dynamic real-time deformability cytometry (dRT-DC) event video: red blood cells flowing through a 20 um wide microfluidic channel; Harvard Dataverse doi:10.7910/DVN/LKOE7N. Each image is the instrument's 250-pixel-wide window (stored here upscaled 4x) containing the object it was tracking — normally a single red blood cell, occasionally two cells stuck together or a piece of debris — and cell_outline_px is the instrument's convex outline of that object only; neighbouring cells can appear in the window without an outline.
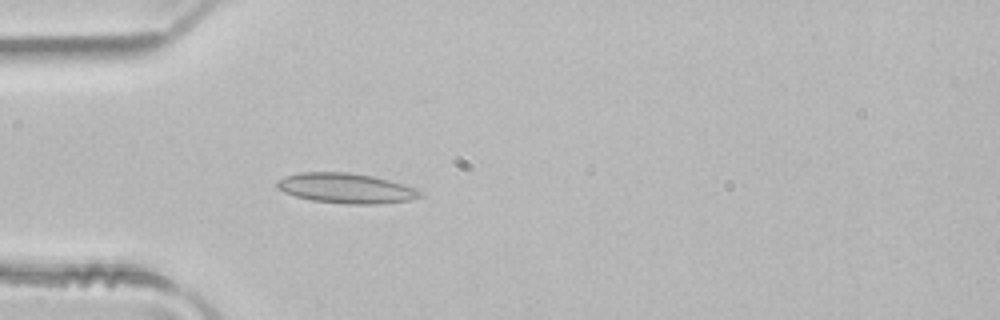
{"species": "common noctule bat (a hibernating species)", "species_latin": "Nyctalus noctula", "temperature_condition": "room temperature", "stored_images_in_passage": 3, "camera_frame_rate_fps": 3000, "um_per_image_px": 0.085, "animal": {"sex": "male", "body_mass_g": 21.5, "forearm_length_mm": 52.0}, "frame": {"image": 1, "passage_image": 3, "time_ms": 0.667, "image_size_px": [1000, 320], "cell_outline_px": [[424, 196], [408, 200], [376, 204], [348, 204], [312, 200], [296, 196], [284, 192], [276, 188], [276, 180], [284, 176], [300, 172], [348, 172], [372, 176], [404, 184], [416, 188], [424, 192]], "centroid_in_image_um": [29.41, 15.99], "position_along_channel_um": 55.6, "area_um2": 25.14}}